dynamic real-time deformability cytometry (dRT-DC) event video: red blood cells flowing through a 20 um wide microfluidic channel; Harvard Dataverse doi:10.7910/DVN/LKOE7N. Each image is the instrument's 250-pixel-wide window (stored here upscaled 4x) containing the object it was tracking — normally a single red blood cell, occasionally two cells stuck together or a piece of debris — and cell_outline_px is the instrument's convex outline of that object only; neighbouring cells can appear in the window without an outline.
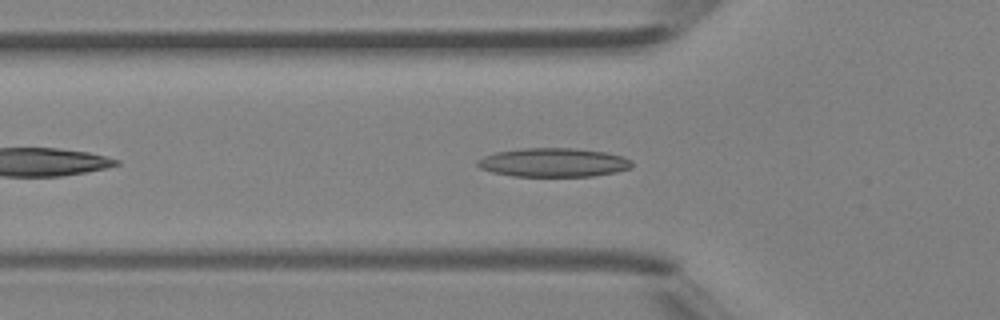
{"species": "Egyptian fruit bat (a non-hibernating species)", "species_latin": "Rousettus aegyptiacus", "temperature_condition": "room temperature", "stored_images_in_passage": 37, "camera_frame_rate_fps": 3000, "um_per_image_px": 0.085, "animal": {"sex": "female"}, "frame": {"image": 1, "passage_image": 6, "time_ms": 1.667, "image_size_px": [1000, 320], "cell_outline_px": [[632, 168], [616, 172], [592, 176], [512, 176], [492, 172], [480, 168], [476, 164], [476, 160], [484, 156], [496, 152], [520, 148], [572, 148], [608, 152], [632, 160]], "centroid_in_image_um": [47.04, 13.81], "position_along_channel_um": 78.8, "area_um2": 26.07}}
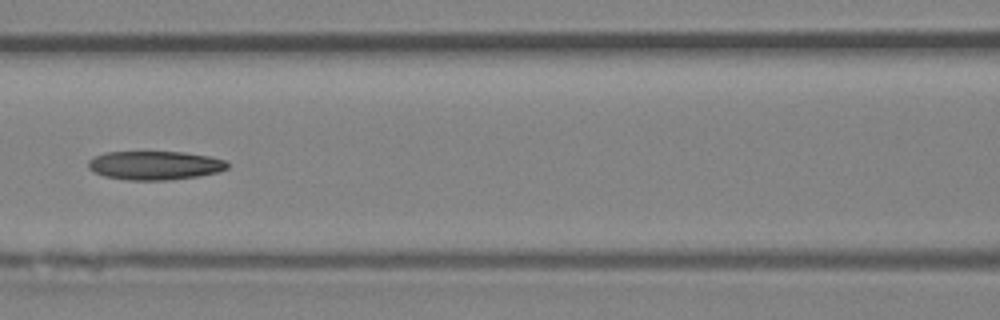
{"frame": {"image": 2, "passage_image": 11, "time_ms": 3.333, "image_size_px": [1000, 320], "cell_outline_px": [[228, 168], [216, 172], [200, 176], [168, 180], [128, 180], [104, 176], [88, 168], [88, 160], [104, 152], [184, 152], [208, 156], [228, 160]], "centroid_in_image_um": [13.18, 14.05], "position_along_channel_um": 153.4, "area_um2": 23.35}}
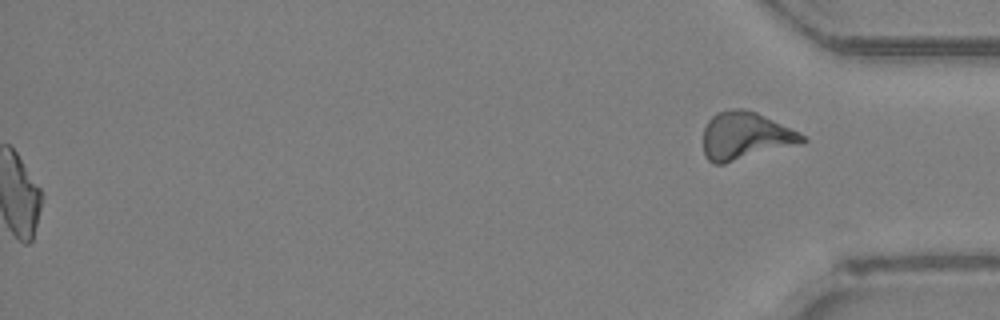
{"frame": {"image": 3, "passage_image": 37, "time_ms": 12.0, "image_size_px": [1000, 320], "cell_outline_px": [[808, 140], [804, 144], [724, 164], [712, 164], [708, 160], [704, 152], [704, 128], [708, 120], [716, 112], [732, 108], [744, 108], [756, 112], [804, 136]], "centroid_in_image_um": [63.34, 11.57], "position_along_channel_um": 371.9, "area_um2": 27.63}}